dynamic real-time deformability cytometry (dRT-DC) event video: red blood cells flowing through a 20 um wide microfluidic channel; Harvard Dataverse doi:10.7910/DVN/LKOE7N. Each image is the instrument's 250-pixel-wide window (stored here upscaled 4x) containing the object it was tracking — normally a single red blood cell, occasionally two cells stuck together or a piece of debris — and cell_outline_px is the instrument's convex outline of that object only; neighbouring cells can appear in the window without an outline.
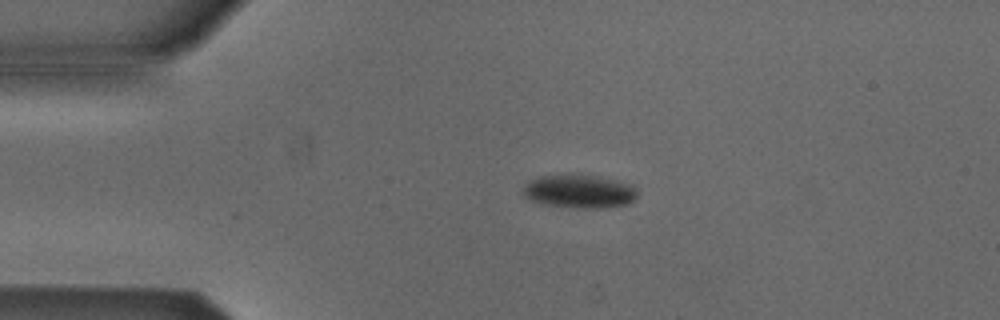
{"species": "Egyptian fruit bat (a non-hibernating species)", "species_latin": "Rousettus aegyptiacus", "temperature_condition": "cold", "stored_images_in_passage": 3, "camera_frame_rate_fps": 3000, "um_per_image_px": 0.085, "animal": {"sex": "male"}, "frame": {"image": 1, "passage_image": 2, "time_ms": 2.0, "image_size_px": [1000, 320], "cell_outline_px": [[636, 196], [628, 204], [596, 208], [584, 208], [544, 204], [532, 200], [524, 196], [524, 188], [532, 180], [540, 176], [580, 172], [632, 184], [636, 192]], "centroid_in_image_um": [49.25, 16.23], "position_along_channel_um": 35.7, "area_um2": 22.2}}